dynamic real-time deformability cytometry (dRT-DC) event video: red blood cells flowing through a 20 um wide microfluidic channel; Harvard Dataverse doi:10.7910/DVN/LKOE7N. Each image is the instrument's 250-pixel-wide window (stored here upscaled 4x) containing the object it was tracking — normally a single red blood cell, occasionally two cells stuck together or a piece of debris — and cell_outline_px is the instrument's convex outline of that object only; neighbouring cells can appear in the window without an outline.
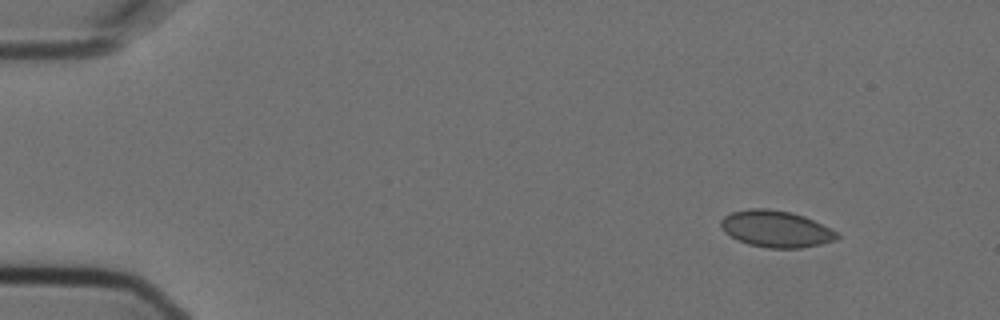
{"species": "Egyptian fruit bat (a non-hibernating species)", "species_latin": "Rousettus aegyptiacus", "temperature_condition": "cold", "stored_images_in_passage": 4, "camera_frame_rate_fps": 3000, "um_per_image_px": 0.085, "animal": {"sex": "female"}, "frame": {"image": 1, "passage_image": 1, "time_ms": 0.0, "image_size_px": [1000, 320], "cell_outline_px": [[840, 236], [836, 240], [820, 244], [800, 248], [768, 248], [748, 244], [724, 232], [720, 224], [720, 220], [724, 216], [732, 212], [752, 208], [768, 208], [792, 212], [804, 216], [832, 228]], "centroid_in_image_um": [65.98, 19.45], "position_along_channel_um": 19.0, "area_um2": 24.8}}
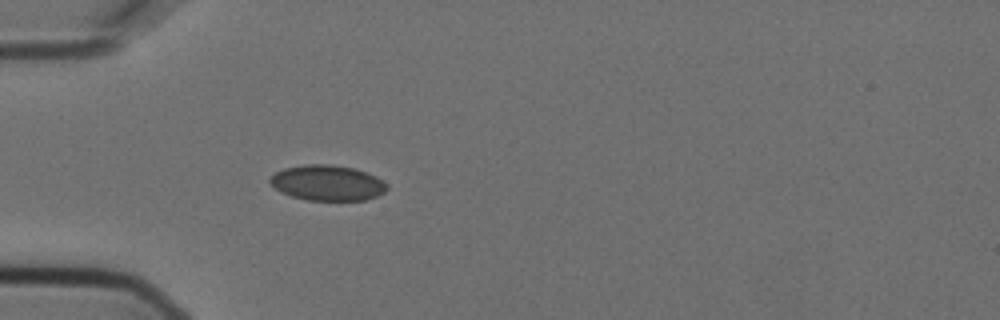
{"frame": {"image": 2, "passage_image": 4, "time_ms": 1.0, "image_size_px": [1000, 320], "cell_outline_px": [[388, 188], [384, 192], [376, 196], [364, 200], [308, 200], [292, 196], [280, 192], [268, 180], [276, 172], [284, 168], [304, 164], [332, 164], [356, 168], [376, 176], [388, 184]], "centroid_in_image_um": [27.85, 15.53], "position_along_channel_um": 57.1, "area_um2": 24.22}}